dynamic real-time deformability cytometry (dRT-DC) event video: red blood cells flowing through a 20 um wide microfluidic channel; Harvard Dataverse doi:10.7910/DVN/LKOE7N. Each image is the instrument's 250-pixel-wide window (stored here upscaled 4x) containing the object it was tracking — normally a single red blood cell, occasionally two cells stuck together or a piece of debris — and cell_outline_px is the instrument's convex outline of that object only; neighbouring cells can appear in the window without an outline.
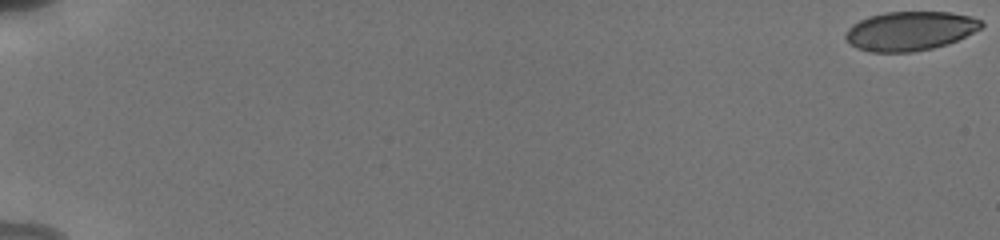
{"species": "human", "species_latin": "Homo sapiens", "temperature_condition": "cold", "stored_images_in_passage": 29, "camera_frame_rate_fps": 3000, "um_per_image_px": 0.085, "donor": {"sex": "male"}, "frame": {"image": 1, "passage_image": 1, "time_ms": 0.0, "image_size_px": [1000, 240], "cell_outline_px": [[984, 24], [980, 28], [948, 44], [932, 48], [912, 52], [868, 52], [856, 48], [844, 36], [848, 28], [852, 24], [868, 16], [884, 12], [952, 12], [972, 16], [980, 20]], "centroid_in_image_um": [77.33, 2.62], "position_along_channel_um": 7.7, "area_um2": 30.92}}
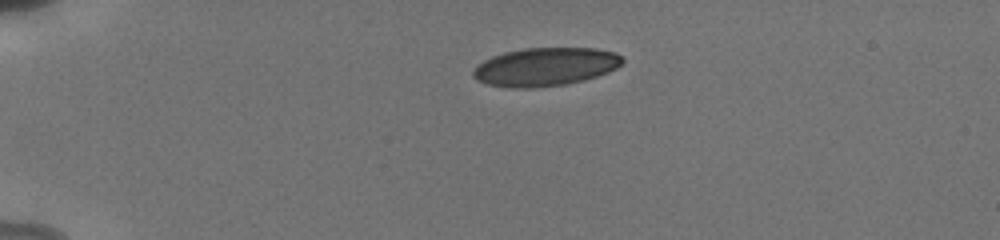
{"frame": {"image": 2, "passage_image": 19, "time_ms": 4.667, "image_size_px": [1000, 240], "cell_outline_px": [[624, 64], [608, 72], [584, 80], [564, 84], [532, 88], [508, 88], [488, 84], [476, 80], [472, 76], [472, 72], [476, 64], [492, 56], [504, 52], [524, 48], [596, 48], [616, 52], [624, 60]], "centroid_in_image_um": [46.33, 5.67], "position_along_channel_um": 38.7, "area_um2": 33.58}}